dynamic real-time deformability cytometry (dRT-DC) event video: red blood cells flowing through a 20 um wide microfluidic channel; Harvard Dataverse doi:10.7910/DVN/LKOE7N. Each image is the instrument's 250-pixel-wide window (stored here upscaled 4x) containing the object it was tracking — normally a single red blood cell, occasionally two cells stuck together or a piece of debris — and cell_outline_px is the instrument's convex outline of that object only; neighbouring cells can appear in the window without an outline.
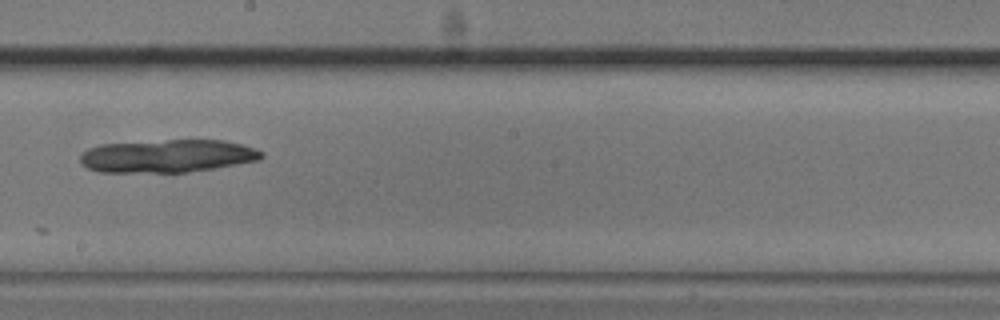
{"species": "common noctule bat (a hibernating species)", "species_latin": "Nyctalus noctula", "temperature_condition": "cold", "stored_images_in_passage": 7, "camera_frame_rate_fps": 3000, "um_per_image_px": 0.085, "animal": {"sex": "male", "body_mass_g": 20.5, "forearm_length_mm": 52.5}, "frame": {"image": 1, "passage_image": 7, "time_ms": 11.333, "image_size_px": [1000, 320], "cell_outline_px": [[264, 156], [260, 160], [188, 172], [100, 172], [88, 168], [80, 160], [80, 156], [88, 148], [100, 144], [168, 140], [224, 140], [256, 148], [264, 152]], "centroid_in_image_um": [14.25, 13.25], "position_along_channel_um": 233.9, "area_um2": 34.68}}